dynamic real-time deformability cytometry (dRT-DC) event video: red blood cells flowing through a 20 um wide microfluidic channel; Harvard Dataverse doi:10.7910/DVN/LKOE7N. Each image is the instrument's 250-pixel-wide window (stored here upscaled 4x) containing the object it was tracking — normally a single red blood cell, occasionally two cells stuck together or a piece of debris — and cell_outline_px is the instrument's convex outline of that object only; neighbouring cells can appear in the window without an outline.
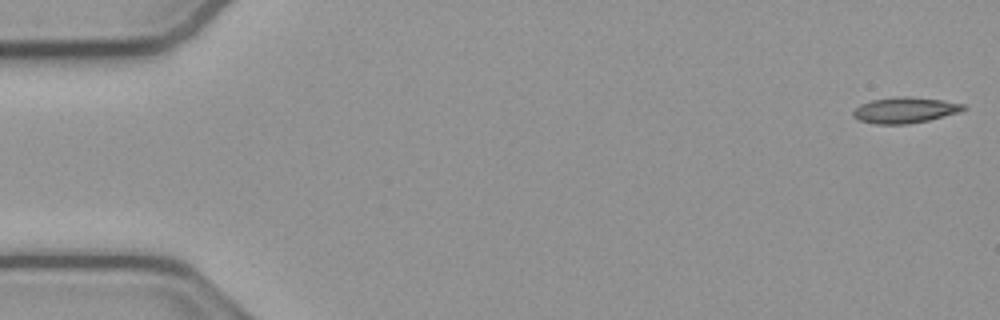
{"species": "common noctule bat (a hibernating species)", "species_latin": "Nyctalus noctula", "temperature_condition": "cold", "stored_images_in_passage": 53, "camera_frame_rate_fps": 3000, "um_per_image_px": 0.085, "animal": {"sex": "male", "body_mass_g": 23.1, "forearm_length_mm": 52.7}, "frame": {"image": 1, "passage_image": 1, "time_ms": 0.0, "image_size_px": [1000, 320], "cell_outline_px": [[968, 108], [960, 112], [928, 120], [908, 124], [876, 124], [860, 120], [852, 116], [852, 112], [860, 104], [872, 100], [904, 96], [944, 100], [964, 104]], "centroid_in_image_um": [76.94, 9.36], "position_along_channel_um": 8.1, "area_um2": 16.53}}
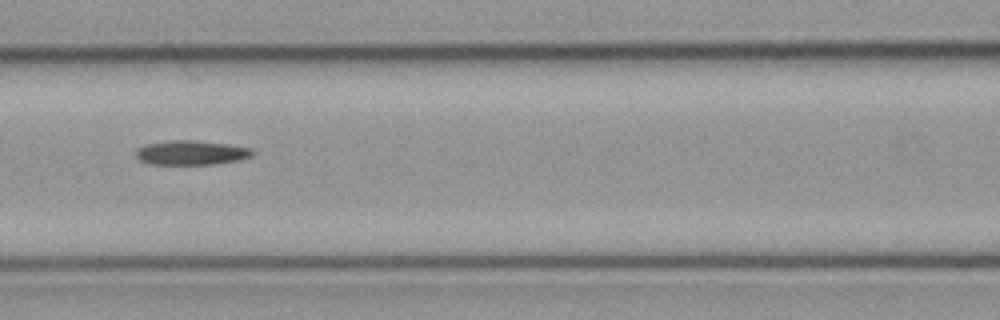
{"frame": {"image": 2, "passage_image": 23, "time_ms": 7.333, "image_size_px": [1000, 320], "cell_outline_px": [[256, 152], [252, 156], [240, 160], [216, 164], [148, 164], [140, 160], [136, 156], [136, 148], [144, 144], [168, 140], [196, 140], [228, 144], [252, 148]], "centroid_in_image_um": [16.27, 12.97], "position_along_channel_um": 150.3, "area_um2": 16.88}}
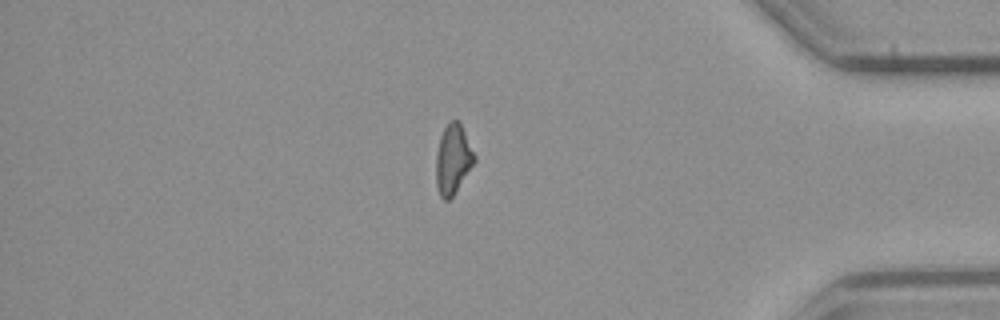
{"frame": {"image": 3, "passage_image": 45, "time_ms": 14.667, "image_size_px": [1000, 320], "cell_outline_px": [[476, 160], [452, 196], [448, 200], [444, 200], [440, 196], [436, 184], [436, 156], [440, 136], [448, 120], [460, 120], [476, 156]], "centroid_in_image_um": [38.5, 13.48], "position_along_channel_um": 396.7, "area_um2": 15.61}}